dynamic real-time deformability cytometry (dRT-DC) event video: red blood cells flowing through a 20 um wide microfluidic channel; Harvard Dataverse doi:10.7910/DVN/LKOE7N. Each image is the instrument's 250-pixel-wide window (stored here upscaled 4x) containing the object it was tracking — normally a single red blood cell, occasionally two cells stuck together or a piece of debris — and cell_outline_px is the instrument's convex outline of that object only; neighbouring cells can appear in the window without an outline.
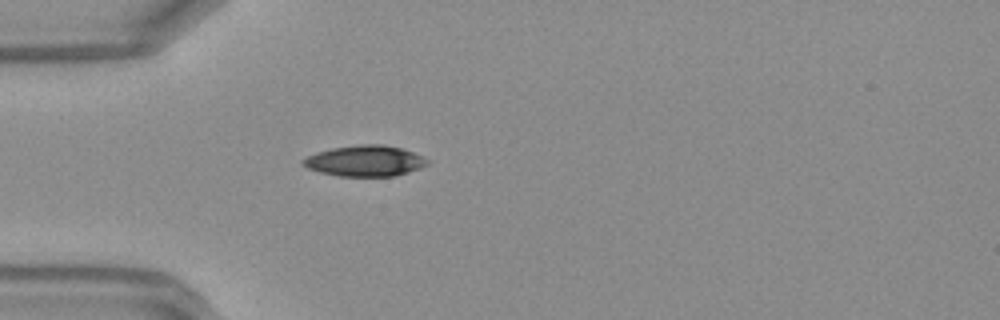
{"species": "Egyptian fruit bat (a non-hibernating species)", "species_latin": "Rousettus aegyptiacus", "temperature_condition": "warm", "stored_images_in_passage": 35, "camera_frame_rate_fps": 3000, "um_per_image_px": 0.085, "frame": {"image": 1, "passage_image": 1, "time_ms": 0.0, "image_size_px": [1000, 320], "cell_outline_px": [[428, 164], [420, 168], [396, 176], [336, 176], [320, 172], [308, 168], [300, 164], [300, 160], [316, 152], [332, 148], [360, 144], [384, 144], [400, 148], [412, 152], [428, 160]], "centroid_in_image_um": [30.98, 13.68], "position_along_channel_um": 54.0, "area_um2": 22.37}}
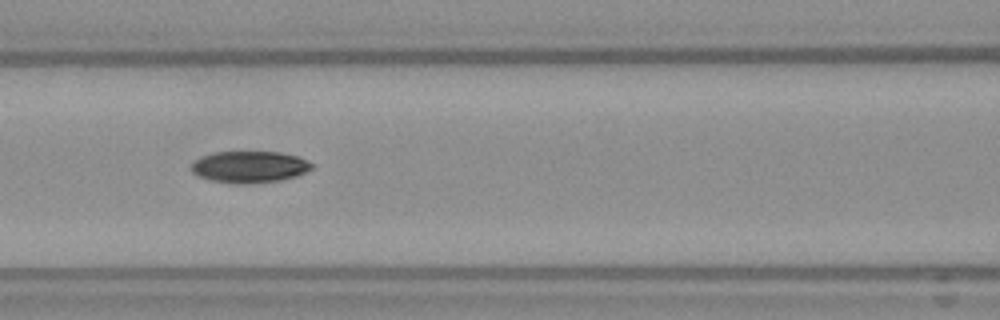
{"frame": {"image": 2, "passage_image": 8, "time_ms": 2.333, "image_size_px": [1000, 320], "cell_outline_px": [[316, 164], [312, 168], [296, 176], [280, 180], [244, 184], [236, 184], [212, 180], [200, 176], [192, 172], [192, 160], [200, 156], [216, 152], [280, 152], [300, 156]], "centroid_in_image_um": [21.23, 14.17], "position_along_channel_um": 145.4, "area_um2": 22.31}}
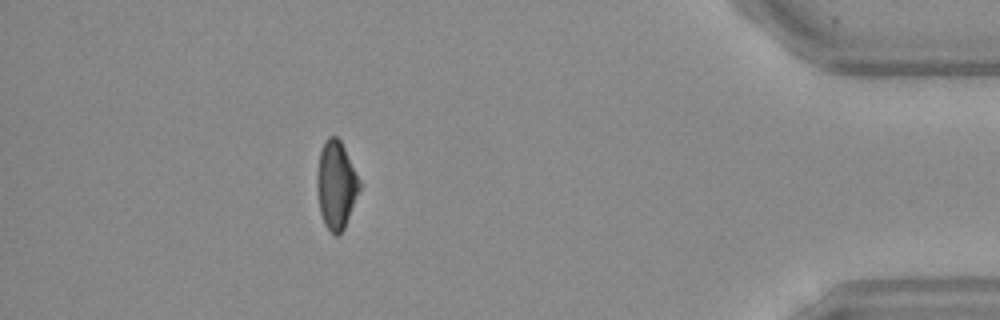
{"frame": {"image": 3, "passage_image": 30, "time_ms": 9.667, "image_size_px": [1000, 320], "cell_outline_px": [[364, 184], [344, 228], [336, 236], [324, 224], [320, 212], [316, 188], [316, 176], [320, 152], [324, 140], [328, 136], [336, 136], [340, 140]], "centroid_in_image_um": [28.6, 15.7], "position_along_channel_um": 406.6, "area_um2": 22.31}, "authors_computed_cell_mechanics": {"area_um2": 22.3686, "velocity_mm_per_s": 4.2273, "shape_relaxation_time_tau1_ms": 5.8848, "shape_relaxation_time_tau2_ms": null, "deformation_change_tau1": 0.1799, "deformation_change_tau2": null}}